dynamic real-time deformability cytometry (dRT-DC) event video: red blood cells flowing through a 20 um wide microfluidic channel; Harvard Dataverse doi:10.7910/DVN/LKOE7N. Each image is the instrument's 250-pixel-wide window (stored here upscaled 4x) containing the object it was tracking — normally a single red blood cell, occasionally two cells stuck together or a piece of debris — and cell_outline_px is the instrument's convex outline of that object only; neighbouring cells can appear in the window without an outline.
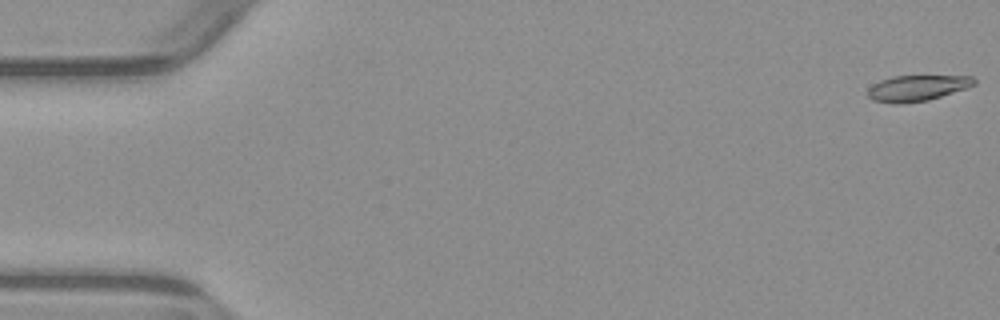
{"species": "common noctule bat (a hibernating species)", "species_latin": "Nyctalus noctula", "temperature_condition": "warm", "stored_images_in_passage": 3, "camera_frame_rate_fps": 3000, "um_per_image_px": 0.085, "animal": {"sex": "male", "body_mass_g": 23.1, "forearm_length_mm": 52.7}, "frame": {"image": 1, "passage_image": 1, "time_ms": 0.0, "image_size_px": [1000, 320], "cell_outline_px": [[976, 84], [968, 88], [928, 100], [900, 104], [892, 104], [872, 100], [868, 96], [868, 88], [872, 84], [880, 80], [892, 76], [972, 76], [976, 80]], "centroid_in_image_um": [77.94, 7.49], "position_along_channel_um": 7.1, "area_um2": 16.18}}